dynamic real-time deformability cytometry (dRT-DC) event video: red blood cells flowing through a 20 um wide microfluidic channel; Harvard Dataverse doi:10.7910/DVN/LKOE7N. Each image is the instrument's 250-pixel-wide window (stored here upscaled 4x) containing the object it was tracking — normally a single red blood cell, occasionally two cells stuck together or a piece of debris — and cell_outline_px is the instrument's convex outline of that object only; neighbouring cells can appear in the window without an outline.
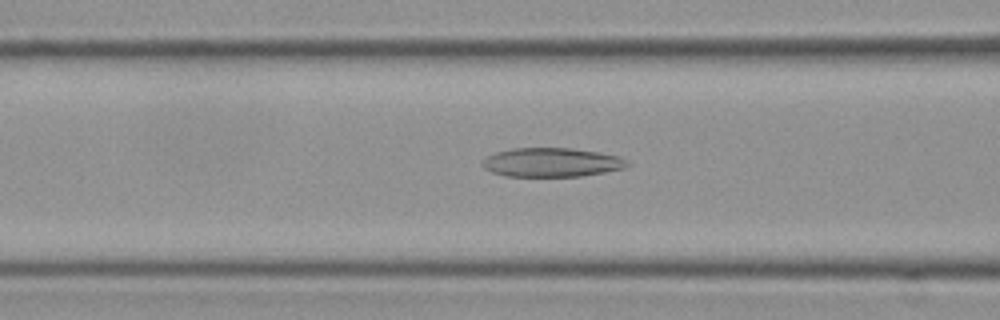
{"species": "Egyptian fruit bat (a non-hibernating species)", "species_latin": "Rousettus aegyptiacus", "temperature_condition": "cold", "stored_images_in_passage": 54, "camera_frame_rate_fps": 3000, "um_per_image_px": 0.085, "frame": {"image": 1, "passage_image": 20, "time_ms": 6.333, "image_size_px": [1000, 320], "cell_outline_px": [[632, 164], [624, 168], [604, 172], [580, 176], [504, 176], [492, 172], [484, 168], [480, 164], [480, 160], [496, 152], [512, 148], [572, 148], [620, 156], [628, 160]], "centroid_in_image_um": [46.88, 13.8], "position_along_channel_um": 119.7, "area_um2": 24.62}}
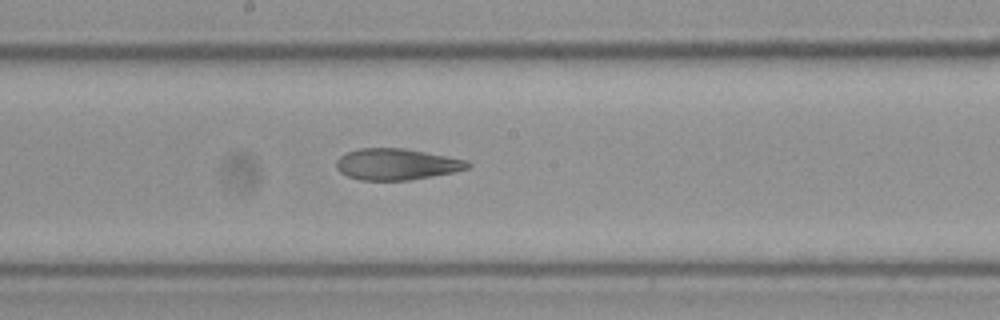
{"frame": {"image": 2, "passage_image": 28, "time_ms": 9.0, "image_size_px": [1000, 320], "cell_outline_px": [[472, 164], [468, 168], [456, 172], [408, 180], [360, 180], [348, 176], [340, 172], [336, 168], [336, 160], [340, 156], [348, 152], [360, 148], [404, 148], [464, 160]], "centroid_in_image_um": [33.68, 13.96], "position_along_channel_um": 214.5, "area_um2": 23.76}}
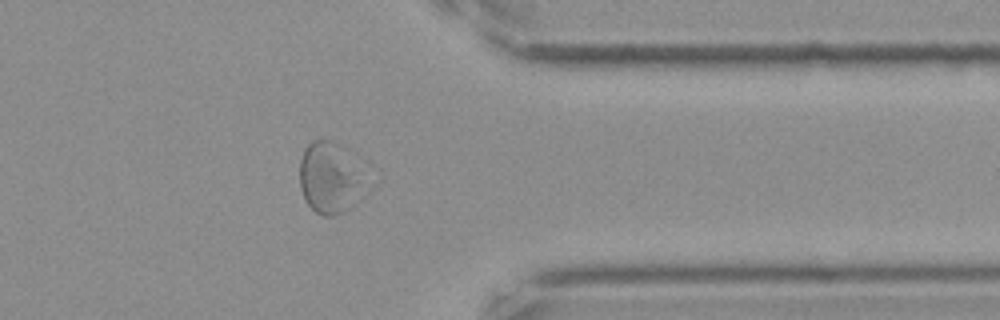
{"frame": {"image": 3, "passage_image": 43, "time_ms": 14.0, "image_size_px": [1000, 320], "cell_outline_px": [[372, 188], [356, 204], [344, 212], [332, 216], [324, 216], [316, 212], [308, 204], [300, 188], [300, 160], [304, 148], [312, 140], [332, 140], [336, 144]], "centroid_in_image_um": [28.05, 15.21], "position_along_channel_um": 383.3, "area_um2": 27.17}, "authors_computed_cell_mechanics": {"area_um2": 26.9637, "velocity_mm_per_s": 3.5418, "shape_relaxation_time_tau1_ms": null, "shape_relaxation_time_tau2_ms": 2.0689, "deformation_change_tau1": null, "deformation_change_tau2": 0.0941}}